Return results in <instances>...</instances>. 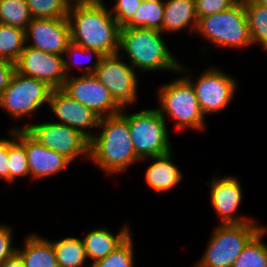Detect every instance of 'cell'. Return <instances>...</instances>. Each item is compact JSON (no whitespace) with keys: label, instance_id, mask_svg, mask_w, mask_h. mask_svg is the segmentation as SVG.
Wrapping results in <instances>:
<instances>
[{"label":"cell","instance_id":"1","mask_svg":"<svg viewBox=\"0 0 267 267\" xmlns=\"http://www.w3.org/2000/svg\"><path fill=\"white\" fill-rule=\"evenodd\" d=\"M127 108L114 115L102 117L98 131L89 140V161L105 175H119L132 165L141 163L130 137ZM98 133V134H97Z\"/></svg>","mask_w":267,"mask_h":267},{"label":"cell","instance_id":"2","mask_svg":"<svg viewBox=\"0 0 267 267\" xmlns=\"http://www.w3.org/2000/svg\"><path fill=\"white\" fill-rule=\"evenodd\" d=\"M107 3H72L67 15L70 41L104 56L119 53L120 29Z\"/></svg>","mask_w":267,"mask_h":267},{"label":"cell","instance_id":"3","mask_svg":"<svg viewBox=\"0 0 267 267\" xmlns=\"http://www.w3.org/2000/svg\"><path fill=\"white\" fill-rule=\"evenodd\" d=\"M163 35L153 29L122 27L119 54L137 72L178 74L181 61L170 51Z\"/></svg>","mask_w":267,"mask_h":267},{"label":"cell","instance_id":"4","mask_svg":"<svg viewBox=\"0 0 267 267\" xmlns=\"http://www.w3.org/2000/svg\"><path fill=\"white\" fill-rule=\"evenodd\" d=\"M178 75L180 77L159 85V106L156 109L165 121L166 117L173 120V130L176 132L187 129L203 132L207 128L206 117L202 113L194 88L181 73L178 72Z\"/></svg>","mask_w":267,"mask_h":267},{"label":"cell","instance_id":"5","mask_svg":"<svg viewBox=\"0 0 267 267\" xmlns=\"http://www.w3.org/2000/svg\"><path fill=\"white\" fill-rule=\"evenodd\" d=\"M195 34L220 49L242 51L253 46L243 0L219 13L199 18Z\"/></svg>","mask_w":267,"mask_h":267},{"label":"cell","instance_id":"6","mask_svg":"<svg viewBox=\"0 0 267 267\" xmlns=\"http://www.w3.org/2000/svg\"><path fill=\"white\" fill-rule=\"evenodd\" d=\"M257 222L217 224L192 267H232L248 242L265 226Z\"/></svg>","mask_w":267,"mask_h":267},{"label":"cell","instance_id":"7","mask_svg":"<svg viewBox=\"0 0 267 267\" xmlns=\"http://www.w3.org/2000/svg\"><path fill=\"white\" fill-rule=\"evenodd\" d=\"M191 67L181 62L179 73L183 75L194 88L202 113L206 116L217 114L230 107L236 90L237 79L217 66L204 68L198 77L191 75Z\"/></svg>","mask_w":267,"mask_h":267},{"label":"cell","instance_id":"8","mask_svg":"<svg viewBox=\"0 0 267 267\" xmlns=\"http://www.w3.org/2000/svg\"><path fill=\"white\" fill-rule=\"evenodd\" d=\"M127 121L133 148L140 162L173 150L168 123L156 108L127 112Z\"/></svg>","mask_w":267,"mask_h":267},{"label":"cell","instance_id":"9","mask_svg":"<svg viewBox=\"0 0 267 267\" xmlns=\"http://www.w3.org/2000/svg\"><path fill=\"white\" fill-rule=\"evenodd\" d=\"M52 90L47 83L15 70L0 97V109L16 122L25 116L34 117L38 109L48 107Z\"/></svg>","mask_w":267,"mask_h":267},{"label":"cell","instance_id":"10","mask_svg":"<svg viewBox=\"0 0 267 267\" xmlns=\"http://www.w3.org/2000/svg\"><path fill=\"white\" fill-rule=\"evenodd\" d=\"M12 129H24L38 143L57 153L63 154L71 162L76 158L89 160V140L79 131L65 124L53 121L30 123L14 126Z\"/></svg>","mask_w":267,"mask_h":267},{"label":"cell","instance_id":"11","mask_svg":"<svg viewBox=\"0 0 267 267\" xmlns=\"http://www.w3.org/2000/svg\"><path fill=\"white\" fill-rule=\"evenodd\" d=\"M94 75L122 107L137 102V71L119 53L103 56Z\"/></svg>","mask_w":267,"mask_h":267},{"label":"cell","instance_id":"12","mask_svg":"<svg viewBox=\"0 0 267 267\" xmlns=\"http://www.w3.org/2000/svg\"><path fill=\"white\" fill-rule=\"evenodd\" d=\"M62 90L101 118L117 114L123 109L94 74L67 77Z\"/></svg>","mask_w":267,"mask_h":267},{"label":"cell","instance_id":"13","mask_svg":"<svg viewBox=\"0 0 267 267\" xmlns=\"http://www.w3.org/2000/svg\"><path fill=\"white\" fill-rule=\"evenodd\" d=\"M217 176L211 178V181H207L206 184H209V202L215 215L220 219L219 224L258 222L237 212L244 198L242 184L237 176L231 174Z\"/></svg>","mask_w":267,"mask_h":267},{"label":"cell","instance_id":"14","mask_svg":"<svg viewBox=\"0 0 267 267\" xmlns=\"http://www.w3.org/2000/svg\"><path fill=\"white\" fill-rule=\"evenodd\" d=\"M15 70L22 75L39 79L53 89H62L67 78L63 55L43 52L29 46L20 54Z\"/></svg>","mask_w":267,"mask_h":267},{"label":"cell","instance_id":"15","mask_svg":"<svg viewBox=\"0 0 267 267\" xmlns=\"http://www.w3.org/2000/svg\"><path fill=\"white\" fill-rule=\"evenodd\" d=\"M50 107V108H49ZM48 110H51L58 120L79 131L90 140L99 127L101 117L93 110L72 99L62 89H53L49 98ZM95 129V130H92Z\"/></svg>","mask_w":267,"mask_h":267},{"label":"cell","instance_id":"16","mask_svg":"<svg viewBox=\"0 0 267 267\" xmlns=\"http://www.w3.org/2000/svg\"><path fill=\"white\" fill-rule=\"evenodd\" d=\"M26 46L63 55L70 42L66 18H33L26 28Z\"/></svg>","mask_w":267,"mask_h":267},{"label":"cell","instance_id":"17","mask_svg":"<svg viewBox=\"0 0 267 267\" xmlns=\"http://www.w3.org/2000/svg\"><path fill=\"white\" fill-rule=\"evenodd\" d=\"M17 139L25 146L30 178L33 181L64 172L72 163L63 154L48 149L32 138L24 129H17Z\"/></svg>","mask_w":267,"mask_h":267},{"label":"cell","instance_id":"18","mask_svg":"<svg viewBox=\"0 0 267 267\" xmlns=\"http://www.w3.org/2000/svg\"><path fill=\"white\" fill-rule=\"evenodd\" d=\"M174 151L155 156L150 159L151 164L145 170V183L155 193H164L174 190L182 181L183 174L181 169L174 163Z\"/></svg>","mask_w":267,"mask_h":267},{"label":"cell","instance_id":"19","mask_svg":"<svg viewBox=\"0 0 267 267\" xmlns=\"http://www.w3.org/2000/svg\"><path fill=\"white\" fill-rule=\"evenodd\" d=\"M198 24L195 0H164V15L161 32L163 34L185 31L195 34Z\"/></svg>","mask_w":267,"mask_h":267},{"label":"cell","instance_id":"20","mask_svg":"<svg viewBox=\"0 0 267 267\" xmlns=\"http://www.w3.org/2000/svg\"><path fill=\"white\" fill-rule=\"evenodd\" d=\"M131 227L126 223L121 226L118 233L114 234L109 229L92 228L85 235L82 240L89 264L105 258L108 254L114 251L121 245L131 234Z\"/></svg>","mask_w":267,"mask_h":267},{"label":"cell","instance_id":"21","mask_svg":"<svg viewBox=\"0 0 267 267\" xmlns=\"http://www.w3.org/2000/svg\"><path fill=\"white\" fill-rule=\"evenodd\" d=\"M22 248L17 247L25 267H59L51 240L37 233L27 234Z\"/></svg>","mask_w":267,"mask_h":267},{"label":"cell","instance_id":"22","mask_svg":"<svg viewBox=\"0 0 267 267\" xmlns=\"http://www.w3.org/2000/svg\"><path fill=\"white\" fill-rule=\"evenodd\" d=\"M59 239L51 240L59 267H85L88 264L82 238L71 235Z\"/></svg>","mask_w":267,"mask_h":267},{"label":"cell","instance_id":"23","mask_svg":"<svg viewBox=\"0 0 267 267\" xmlns=\"http://www.w3.org/2000/svg\"><path fill=\"white\" fill-rule=\"evenodd\" d=\"M83 55V56H82ZM78 56V57H77ZM84 57V61L87 63L91 59H95L90 65H84V61L79 60L78 58ZM104 55L99 51L94 49L84 48L81 45H78L72 41H70L67 45L66 50L63 54V62H64V72L67 77L73 76L72 71L74 70L71 67L76 66V68L82 71V75L94 74L100 61ZM88 60V61H87ZM82 63H81V62ZM83 64V65H82Z\"/></svg>","mask_w":267,"mask_h":267},{"label":"cell","instance_id":"24","mask_svg":"<svg viewBox=\"0 0 267 267\" xmlns=\"http://www.w3.org/2000/svg\"><path fill=\"white\" fill-rule=\"evenodd\" d=\"M164 0H142L132 19L124 26L153 29L161 32Z\"/></svg>","mask_w":267,"mask_h":267},{"label":"cell","instance_id":"25","mask_svg":"<svg viewBox=\"0 0 267 267\" xmlns=\"http://www.w3.org/2000/svg\"><path fill=\"white\" fill-rule=\"evenodd\" d=\"M252 44L261 46L267 53V7L254 0H243Z\"/></svg>","mask_w":267,"mask_h":267},{"label":"cell","instance_id":"26","mask_svg":"<svg viewBox=\"0 0 267 267\" xmlns=\"http://www.w3.org/2000/svg\"><path fill=\"white\" fill-rule=\"evenodd\" d=\"M9 184L19 178H30L25 146L17 139V129L8 132Z\"/></svg>","mask_w":267,"mask_h":267},{"label":"cell","instance_id":"27","mask_svg":"<svg viewBox=\"0 0 267 267\" xmlns=\"http://www.w3.org/2000/svg\"><path fill=\"white\" fill-rule=\"evenodd\" d=\"M26 47L24 29L0 24V59L16 63Z\"/></svg>","mask_w":267,"mask_h":267},{"label":"cell","instance_id":"28","mask_svg":"<svg viewBox=\"0 0 267 267\" xmlns=\"http://www.w3.org/2000/svg\"><path fill=\"white\" fill-rule=\"evenodd\" d=\"M265 235L267 225L248 242L232 267H267V244L263 240Z\"/></svg>","mask_w":267,"mask_h":267},{"label":"cell","instance_id":"29","mask_svg":"<svg viewBox=\"0 0 267 267\" xmlns=\"http://www.w3.org/2000/svg\"><path fill=\"white\" fill-rule=\"evenodd\" d=\"M32 19L27 0H0V24L26 30Z\"/></svg>","mask_w":267,"mask_h":267},{"label":"cell","instance_id":"30","mask_svg":"<svg viewBox=\"0 0 267 267\" xmlns=\"http://www.w3.org/2000/svg\"><path fill=\"white\" fill-rule=\"evenodd\" d=\"M135 245L132 234L105 258L95 261L88 267H135Z\"/></svg>","mask_w":267,"mask_h":267},{"label":"cell","instance_id":"31","mask_svg":"<svg viewBox=\"0 0 267 267\" xmlns=\"http://www.w3.org/2000/svg\"><path fill=\"white\" fill-rule=\"evenodd\" d=\"M32 18H66L71 2L69 0H27Z\"/></svg>","mask_w":267,"mask_h":267},{"label":"cell","instance_id":"32","mask_svg":"<svg viewBox=\"0 0 267 267\" xmlns=\"http://www.w3.org/2000/svg\"><path fill=\"white\" fill-rule=\"evenodd\" d=\"M142 0H114L113 7L109 9L118 22L119 26L124 27L136 13V10L140 6Z\"/></svg>","mask_w":267,"mask_h":267},{"label":"cell","instance_id":"33","mask_svg":"<svg viewBox=\"0 0 267 267\" xmlns=\"http://www.w3.org/2000/svg\"><path fill=\"white\" fill-rule=\"evenodd\" d=\"M238 0H195L198 19L232 7Z\"/></svg>","mask_w":267,"mask_h":267},{"label":"cell","instance_id":"34","mask_svg":"<svg viewBox=\"0 0 267 267\" xmlns=\"http://www.w3.org/2000/svg\"><path fill=\"white\" fill-rule=\"evenodd\" d=\"M10 225L0 223V264L17 252L13 244V233L15 230Z\"/></svg>","mask_w":267,"mask_h":267},{"label":"cell","instance_id":"35","mask_svg":"<svg viewBox=\"0 0 267 267\" xmlns=\"http://www.w3.org/2000/svg\"><path fill=\"white\" fill-rule=\"evenodd\" d=\"M8 138H0V178L9 184Z\"/></svg>","mask_w":267,"mask_h":267},{"label":"cell","instance_id":"36","mask_svg":"<svg viewBox=\"0 0 267 267\" xmlns=\"http://www.w3.org/2000/svg\"><path fill=\"white\" fill-rule=\"evenodd\" d=\"M14 71V63L0 59V97L4 90L7 88Z\"/></svg>","mask_w":267,"mask_h":267},{"label":"cell","instance_id":"37","mask_svg":"<svg viewBox=\"0 0 267 267\" xmlns=\"http://www.w3.org/2000/svg\"><path fill=\"white\" fill-rule=\"evenodd\" d=\"M0 267H25V265L20 255L16 252L13 256L4 260Z\"/></svg>","mask_w":267,"mask_h":267},{"label":"cell","instance_id":"38","mask_svg":"<svg viewBox=\"0 0 267 267\" xmlns=\"http://www.w3.org/2000/svg\"><path fill=\"white\" fill-rule=\"evenodd\" d=\"M71 3H104V0H69Z\"/></svg>","mask_w":267,"mask_h":267},{"label":"cell","instance_id":"39","mask_svg":"<svg viewBox=\"0 0 267 267\" xmlns=\"http://www.w3.org/2000/svg\"><path fill=\"white\" fill-rule=\"evenodd\" d=\"M255 2L259 3L262 6L267 7V0H254Z\"/></svg>","mask_w":267,"mask_h":267}]
</instances>
